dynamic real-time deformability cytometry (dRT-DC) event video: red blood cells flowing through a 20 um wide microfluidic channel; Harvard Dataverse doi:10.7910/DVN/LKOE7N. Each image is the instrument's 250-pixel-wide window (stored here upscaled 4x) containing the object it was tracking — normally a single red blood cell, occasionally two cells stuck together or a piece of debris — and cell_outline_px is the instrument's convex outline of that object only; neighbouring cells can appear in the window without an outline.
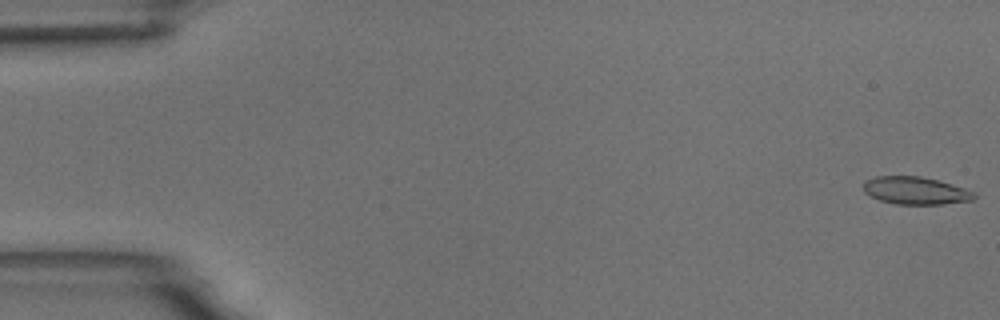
{"species": "common noctule bat (a hibernating species)", "species_latin": "Nyctalus noctula", "temperature_condition": "room temperature", "stored_images_in_passage": 6, "camera_frame_rate_fps": 3000, "um_per_image_px": 0.085, "animal": {"sex": "male", "body_mass_g": 18.8}, "frame": {"image": 1, "passage_image": 1, "time_ms": 0.0, "image_size_px": [1000, 320], "cell_outline_px": [[976, 196], [972, 200], [944, 204], [896, 204], [880, 200], [864, 192], [864, 184], [868, 180], [876, 176], [920, 176], [952, 184], [976, 192]], "centroid_in_image_um": [77.85, 16.2], "position_along_channel_um": 7.1, "area_um2": 17.63}}